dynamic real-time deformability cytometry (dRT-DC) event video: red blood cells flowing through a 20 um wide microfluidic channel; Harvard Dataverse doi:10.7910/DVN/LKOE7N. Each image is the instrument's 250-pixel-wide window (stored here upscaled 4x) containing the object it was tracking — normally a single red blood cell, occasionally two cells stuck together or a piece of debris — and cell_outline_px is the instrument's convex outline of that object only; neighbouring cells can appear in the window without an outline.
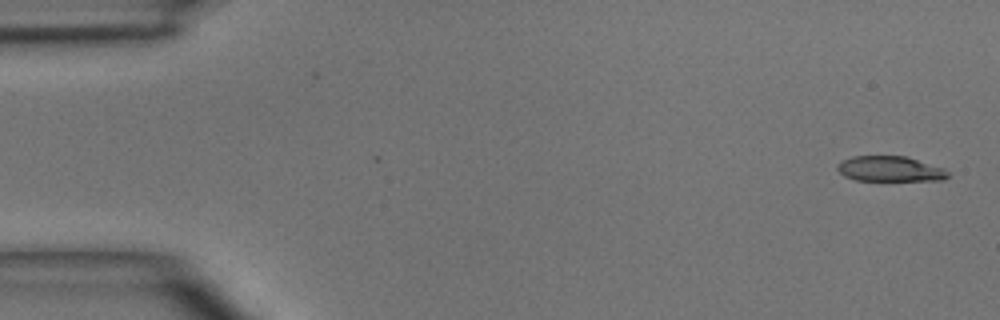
{"species": "common noctule bat (a hibernating species)", "species_latin": "Nyctalus noctula", "temperature_condition": "room temperature", "stored_images_in_passage": 4, "camera_frame_rate_fps": 3000, "um_per_image_px": 0.085, "animal": {"sex": "male", "body_mass_g": 15.6}, "frame": {"image": 1, "passage_image": 1, "time_ms": 0.0, "image_size_px": [1000, 320], "cell_outline_px": [[948, 176], [944, 180], [856, 180], [844, 176], [836, 168], [836, 164], [852, 156], [904, 156], [944, 168], [948, 172]], "centroid_in_image_um": [75.63, 14.35], "position_along_channel_um": 9.4, "area_um2": 16.13}}
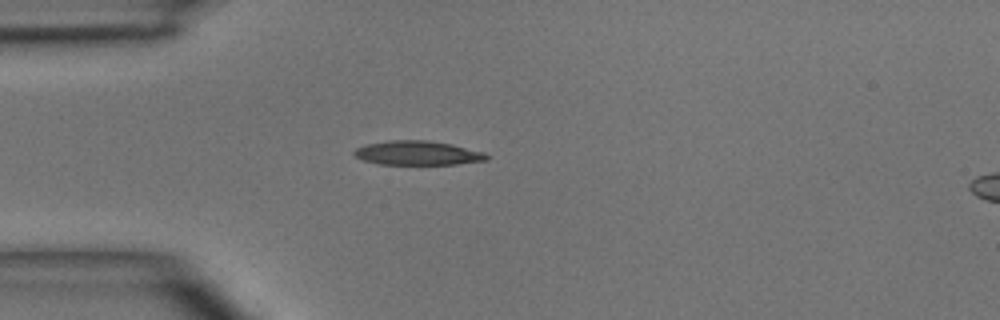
{"frame": {"image": 2, "passage_image": 4, "time_ms": 3.667, "image_size_px": [1000, 320], "cell_outline_px": [[488, 160], [456, 164], [380, 164], [364, 160], [356, 156], [352, 152], [356, 148], [364, 144], [388, 140], [428, 140], [452, 144], [484, 152], [488, 156]], "centroid_in_image_um": [35.49, 12.99], "position_along_channel_um": 49.5, "area_um2": 18.67}}